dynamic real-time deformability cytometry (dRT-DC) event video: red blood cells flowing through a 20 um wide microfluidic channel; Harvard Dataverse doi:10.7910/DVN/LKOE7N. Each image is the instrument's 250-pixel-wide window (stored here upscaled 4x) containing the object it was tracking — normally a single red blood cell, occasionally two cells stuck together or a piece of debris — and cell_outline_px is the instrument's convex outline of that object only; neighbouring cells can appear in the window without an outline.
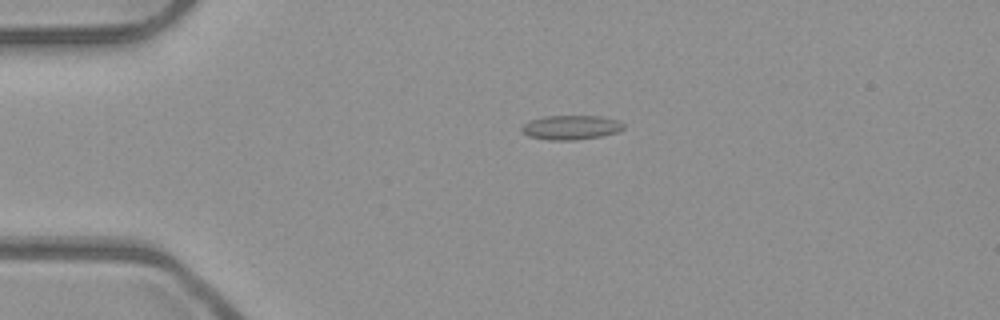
{"species": "common noctule bat (a hibernating species)", "species_latin": "Nyctalus noctula", "temperature_condition": "room temperature", "stored_images_in_passage": 2, "camera_frame_rate_fps": 3000, "um_per_image_px": 0.085, "animal": {"sex": "male", "body_mass_g": 23.1, "forearm_length_mm": 52.7}, "frame": {"image": 1, "passage_image": 1, "time_ms": 0.0, "image_size_px": [1000, 320], "cell_outline_px": [[624, 128], [620, 132], [600, 136], [572, 140], [552, 140], [528, 136], [520, 132], [520, 128], [524, 124], [532, 120], [544, 116], [600, 116], [616, 120], [624, 124]], "centroid_in_image_um": [48.52, 10.83], "position_along_channel_um": 36.5, "area_um2": 14.39}}